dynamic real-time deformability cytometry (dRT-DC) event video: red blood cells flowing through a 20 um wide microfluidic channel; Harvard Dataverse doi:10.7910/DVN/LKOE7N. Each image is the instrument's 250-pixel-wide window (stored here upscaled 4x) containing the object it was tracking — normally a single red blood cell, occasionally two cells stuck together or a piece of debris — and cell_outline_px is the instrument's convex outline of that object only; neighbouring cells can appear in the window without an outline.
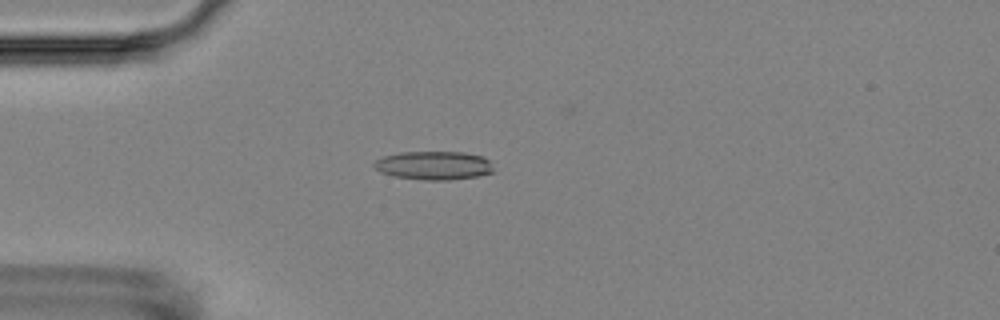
{"species": "Egyptian fruit bat (a non-hibernating species)", "species_latin": "Rousettus aegyptiacus", "temperature_condition": "room temperature", "stored_images_in_passage": 14, "camera_frame_rate_fps": 3000, "um_per_image_px": 0.085, "animal": {"sex": "female"}, "frame": {"image": 1, "passage_image": 2, "time_ms": 1.333, "image_size_px": [1000, 320], "cell_outline_px": [[492, 172], [476, 176], [448, 180], [424, 180], [392, 176], [380, 172], [372, 164], [376, 160], [384, 156], [400, 152], [464, 152], [480, 156], [488, 160], [492, 168]], "centroid_in_image_um": [36.82, 14.06], "position_along_channel_um": 48.2, "area_um2": 19.71}}
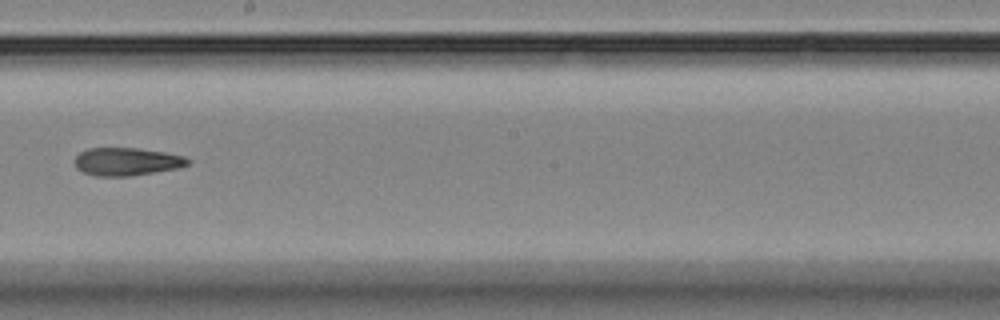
{"frame": {"image": 2, "passage_image": 7, "time_ms": 7.0, "image_size_px": [1000, 320], "cell_outline_px": [[192, 160], [188, 164], [176, 168], [132, 176], [96, 176], [84, 172], [76, 168], [76, 156], [80, 152], [88, 148], [136, 148], [164, 152], [184, 156]], "centroid_in_image_um": [10.77, 13.73], "position_along_channel_um": 237.4, "area_um2": 18.26}}
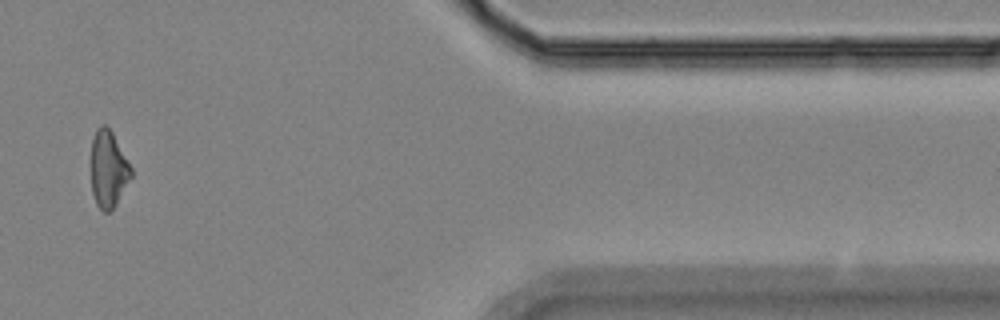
{"frame": {"image": 3, "passage_image": 12, "time_ms": 12.667, "image_size_px": [1000, 320], "cell_outline_px": [[132, 176], [116, 204], [108, 212], [104, 212], [96, 204], [92, 192], [92, 140], [96, 128], [100, 124], [104, 124], [112, 132], [132, 168]], "centroid_in_image_um": [9.21, 14.37], "position_along_channel_um": 402.2, "area_um2": 17.69}, "authors_computed_cell_mechanics": {"area_um2": 18.4671, "velocity_mm_per_s": 3.588, "shape_relaxation_time_tau1_ms": null, "shape_relaxation_time_tau2_ms": 8.9097, "deformation_change_tau1": null, "deformation_change_tau2": 0.2207}}